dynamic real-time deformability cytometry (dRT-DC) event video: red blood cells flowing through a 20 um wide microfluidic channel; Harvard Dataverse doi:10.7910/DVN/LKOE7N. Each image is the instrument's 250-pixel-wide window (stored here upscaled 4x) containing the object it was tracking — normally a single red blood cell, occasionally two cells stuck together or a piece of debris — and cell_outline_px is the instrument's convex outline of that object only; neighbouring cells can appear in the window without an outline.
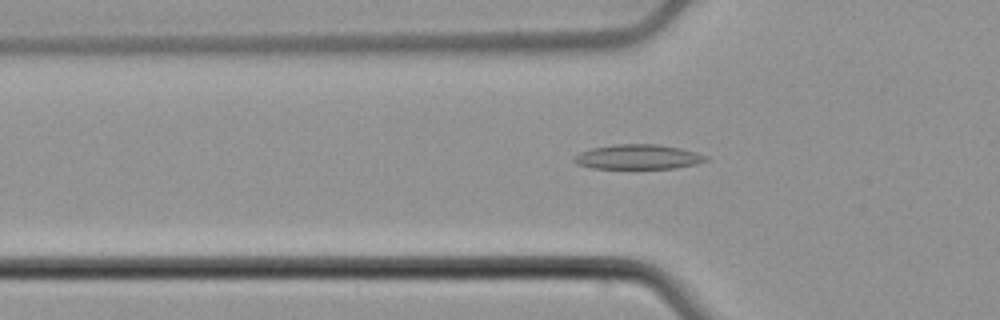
{"species": "common noctule bat (a hibernating species)", "species_latin": "Nyctalus noctula", "temperature_condition": "cold", "stored_images_in_passage": 53, "camera_frame_rate_fps": 3000, "um_per_image_px": 0.085, "animal": {"sex": "male", "body_mass_g": 21.5, "forearm_length_mm": 52.0}, "frame": {"image": 1, "passage_image": 16, "time_ms": 5.0, "image_size_px": [1000, 320], "cell_outline_px": [[708, 160], [696, 164], [672, 168], [592, 168], [576, 164], [572, 160], [572, 156], [580, 152], [592, 148], [616, 144], [656, 144], [680, 148], [696, 152], [708, 156]], "centroid_in_image_um": [54.2, 13.33], "position_along_channel_um": 71.6, "area_um2": 18.96}}
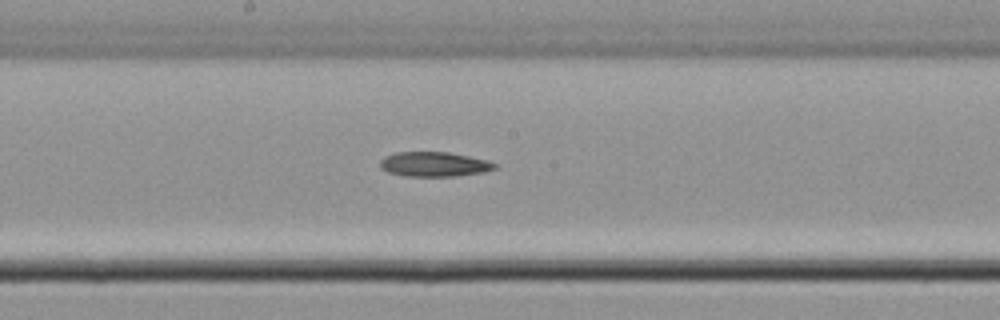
{"frame": {"image": 2, "passage_image": 27, "time_ms": 8.667, "image_size_px": [1000, 320], "cell_outline_px": [[496, 168], [484, 172], [456, 176], [404, 176], [388, 172], [380, 168], [380, 160], [384, 156], [396, 152], [448, 152], [488, 160], [496, 164]], "centroid_in_image_um": [36.88, 13.96], "position_along_channel_um": 211.3, "area_um2": 16.53}}
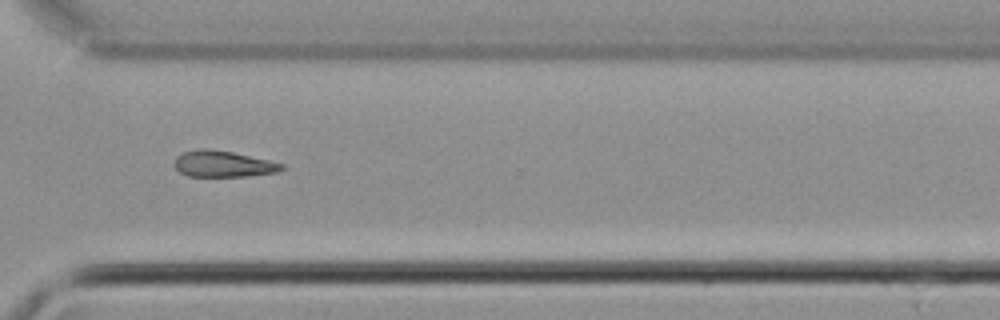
{"frame": {"image": 3, "passage_image": 38, "time_ms": 12.333, "image_size_px": [1000, 320], "cell_outline_px": [[284, 168], [276, 172], [248, 176], [188, 176], [180, 172], [176, 168], [176, 156], [184, 152], [200, 148], [208, 148], [232, 152], [268, 160], [284, 164]], "centroid_in_image_um": [18.96, 13.93], "position_along_channel_um": 351.6, "area_um2": 16.18}}